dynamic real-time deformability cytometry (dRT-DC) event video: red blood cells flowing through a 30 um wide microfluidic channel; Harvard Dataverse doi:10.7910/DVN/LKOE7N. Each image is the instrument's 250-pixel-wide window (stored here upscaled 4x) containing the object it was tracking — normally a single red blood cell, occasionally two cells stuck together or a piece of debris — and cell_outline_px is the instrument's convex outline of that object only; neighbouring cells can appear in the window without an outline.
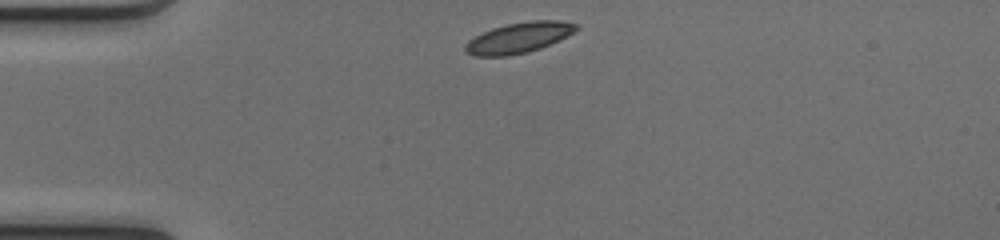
{"species": "common noctule bat (a hibernating species)", "species_latin": "Nyctalus noctula", "temperature_condition": "cold", "stored_images_in_passage": 39, "camera_frame_rate_fps": 3000, "um_per_image_px": 0.085, "animal": {"sex": "female", "body_mass_g": 17.0, "forearm_length_mm": 48.0}, "frame": {"image": 1, "passage_image": 1, "time_ms": 0.0, "image_size_px": [1000, 240], "cell_outline_px": [[580, 28], [540, 48], [528, 52], [508, 56], [476, 56], [464, 52], [464, 44], [468, 40], [492, 28], [508, 24], [532, 20], [560, 20], [580, 24]], "centroid_in_image_um": [44.07, 3.2], "position_along_channel_um": 40.9, "area_um2": 19.59}}
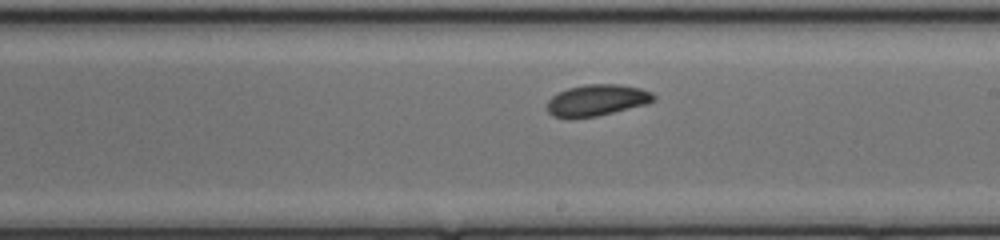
{"frame": {"image": 2, "passage_image": 18, "time_ms": 5.667, "image_size_px": [1000, 240], "cell_outline_px": [[656, 100], [648, 104], [596, 116], [568, 120], [552, 116], [548, 112], [548, 100], [552, 96], [568, 88], [584, 84], [616, 84], [640, 88], [652, 92], [656, 96]], "centroid_in_image_um": [50.73, 8.54], "position_along_channel_um": 238.3, "area_um2": 19.77}}
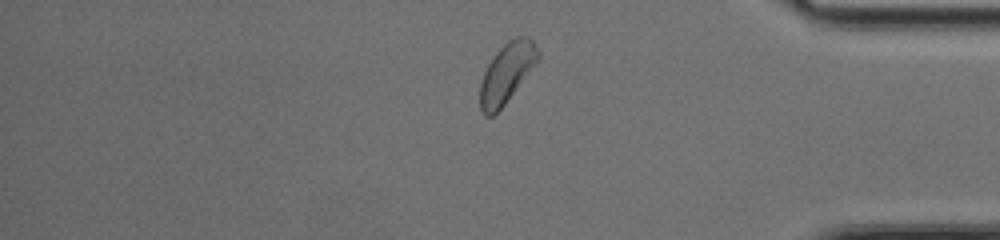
{"frame": {"image": 3, "passage_image": 31, "time_ms": 10.0, "image_size_px": [1000, 240], "cell_outline_px": [[540, 60], [504, 104], [492, 116], [484, 116], [480, 108], [480, 84], [484, 72], [488, 64], [496, 52], [508, 40], [516, 36], [528, 36], [532, 40], [540, 52]], "centroid_in_image_um": [43.09, 6.18], "position_along_channel_um": 392.1, "area_um2": 20.17}, "authors_computed_cell_mechanics": {"area_um2": 19.941, "velocity_mm_per_s": 4.0763, "shape_relaxation_time_tau1_ms": 3.3277, "shape_relaxation_time_tau2_ms": 11.0922, "deformation_change_tau1": 0.0882, "deformation_change_tau2": 0.1403}}